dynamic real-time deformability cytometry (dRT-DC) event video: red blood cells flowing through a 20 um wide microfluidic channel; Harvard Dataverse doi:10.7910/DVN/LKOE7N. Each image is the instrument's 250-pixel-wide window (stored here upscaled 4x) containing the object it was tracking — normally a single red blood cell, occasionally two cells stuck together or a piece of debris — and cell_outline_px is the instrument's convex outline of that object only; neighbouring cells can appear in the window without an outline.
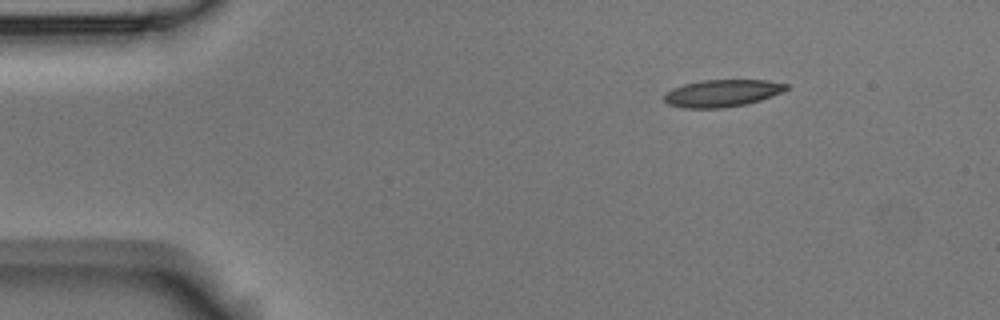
{"species": "Egyptian fruit bat (a non-hibernating species)", "species_latin": "Rousettus aegyptiacus", "temperature_condition": "room temperature", "stored_images_in_passage": 4, "camera_frame_rate_fps": 3000, "um_per_image_px": 0.085, "animal": {"sex": "male"}, "frame": {"image": 1, "passage_image": 1, "time_ms": 0.0, "image_size_px": [1000, 320], "cell_outline_px": [[788, 88], [784, 92], [760, 100], [744, 104], [724, 108], [684, 108], [668, 104], [664, 100], [664, 92], [672, 88], [684, 84], [700, 80], [768, 80], [788, 84]], "centroid_in_image_um": [61.37, 7.91], "position_along_channel_um": 23.6, "area_um2": 19.48}}
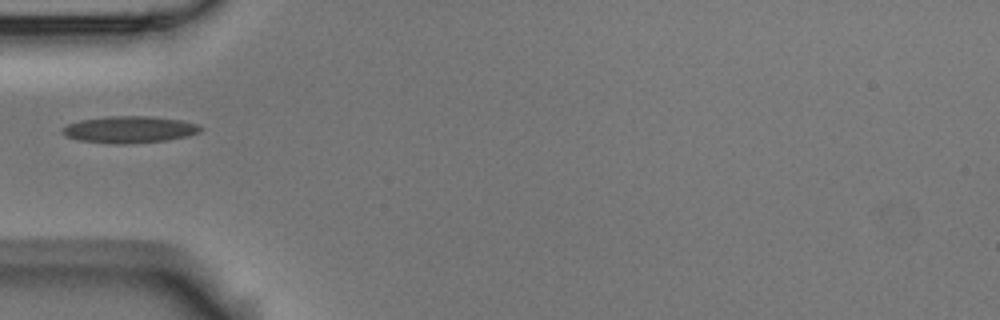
{"frame": {"image": 2, "passage_image": 4, "time_ms": 1.0, "image_size_px": [1000, 320], "cell_outline_px": [[200, 132], [188, 136], [168, 140], [128, 144], [116, 144], [80, 140], [64, 136], [60, 132], [68, 124], [80, 120], [108, 116], [152, 116], [180, 120], [196, 124], [200, 128]], "centroid_in_image_um": [10.98, 11.01], "position_along_channel_um": 74.0, "area_um2": 21.5}}